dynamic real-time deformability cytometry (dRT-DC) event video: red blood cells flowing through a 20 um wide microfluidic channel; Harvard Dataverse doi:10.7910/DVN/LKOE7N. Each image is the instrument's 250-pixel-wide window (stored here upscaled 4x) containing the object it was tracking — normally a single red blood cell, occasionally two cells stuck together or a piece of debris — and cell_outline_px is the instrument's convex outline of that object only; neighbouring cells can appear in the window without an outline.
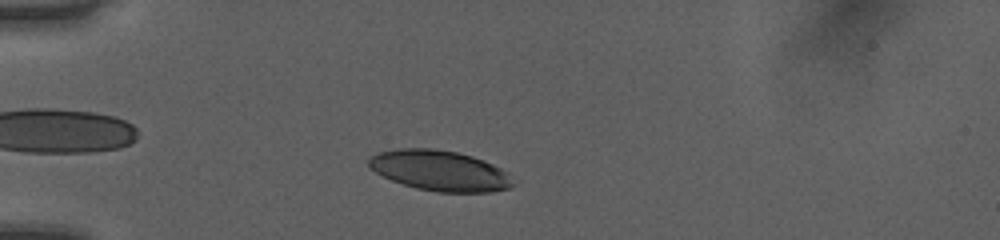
{"species": "human", "species_latin": "Homo sapiens", "temperature_condition": "room temperature", "stored_images_in_passage": 44, "camera_frame_rate_fps": 3000, "um_per_image_px": 0.085, "donor": {"sex": "female"}, "frame": {"image": 1, "passage_image": 7, "time_ms": 2.0, "image_size_px": [1000, 240], "cell_outline_px": [[516, 184], [512, 188], [488, 192], [436, 192], [416, 188], [392, 180], [376, 172], [368, 164], [368, 160], [372, 156], [380, 152], [396, 148], [432, 148], [456, 152], [472, 156], [484, 160], [508, 172]], "centroid_in_image_um": [37.43, 14.51], "position_along_channel_um": 47.6, "area_um2": 33.99}}
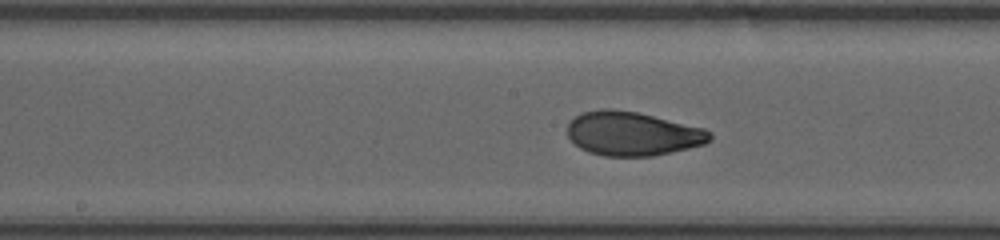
{"frame": {"image": 2, "passage_image": 20, "time_ms": 6.333, "image_size_px": [1000, 240], "cell_outline_px": [[712, 140], [704, 144], [688, 148], [652, 156], [604, 156], [588, 152], [580, 148], [568, 136], [568, 120], [580, 112], [600, 108], [612, 108], [636, 112], [704, 128], [712, 132]], "centroid_in_image_um": [53.73, 11.35], "position_along_channel_um": 194.5, "area_um2": 36.65}}
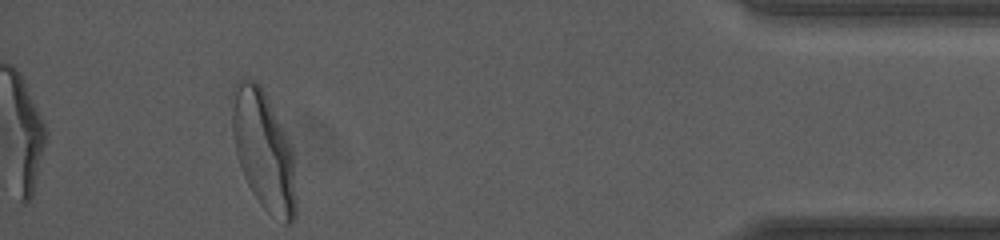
{"frame": {"image": 3, "passage_image": 40, "time_ms": 13.0, "image_size_px": [1000, 240], "cell_outline_px": [[296, 216], [292, 224], [284, 224], [268, 212], [260, 204], [252, 192], [244, 176], [236, 152], [232, 136], [232, 104], [236, 80], [244, 76], [248, 76], [256, 80], [260, 84], [292, 148], [296, 200]], "centroid_in_image_um": [22.4, 12.8], "position_along_channel_um": 412.8, "area_um2": 44.16}, "authors_computed_cell_mechanics": {"area_um2": 36.6741, "velocity_mm_per_s": 4.0374, "shape_relaxation_time_tau1_ms": 3.5543, "shape_relaxation_time_tau2_ms": 0.8672, "deformation_change_tau1": 0.1726, "deformation_change_tau2": 0.0563}}